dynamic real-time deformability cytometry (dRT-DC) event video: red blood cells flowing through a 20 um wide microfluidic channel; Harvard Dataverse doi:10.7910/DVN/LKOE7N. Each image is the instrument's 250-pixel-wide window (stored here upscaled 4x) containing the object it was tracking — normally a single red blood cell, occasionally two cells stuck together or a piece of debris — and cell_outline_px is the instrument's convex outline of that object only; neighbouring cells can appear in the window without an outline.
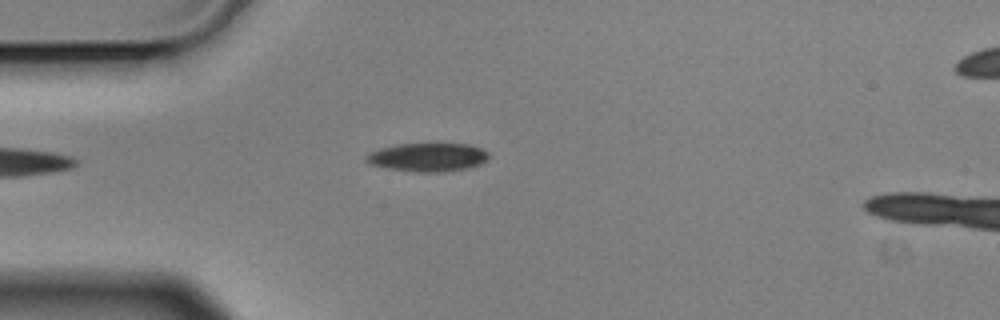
{"species": "Egyptian fruit bat (a non-hibernating species)", "species_latin": "Rousettus aegyptiacus", "temperature_condition": "cold", "stored_images_in_passage": 3, "camera_frame_rate_fps": 3000, "um_per_image_px": 0.085, "animal": {"sex": "male"}, "frame": {"image": 1, "passage_image": 3, "time_ms": 0.667, "image_size_px": [1000, 320], "cell_outline_px": [[488, 160], [472, 168], [444, 172], [416, 172], [388, 168], [372, 164], [364, 160], [372, 152], [380, 148], [396, 144], [468, 144], [480, 148], [488, 152]], "centroid_in_image_um": [36.42, 13.37], "position_along_channel_um": 48.6, "area_um2": 20.29}}